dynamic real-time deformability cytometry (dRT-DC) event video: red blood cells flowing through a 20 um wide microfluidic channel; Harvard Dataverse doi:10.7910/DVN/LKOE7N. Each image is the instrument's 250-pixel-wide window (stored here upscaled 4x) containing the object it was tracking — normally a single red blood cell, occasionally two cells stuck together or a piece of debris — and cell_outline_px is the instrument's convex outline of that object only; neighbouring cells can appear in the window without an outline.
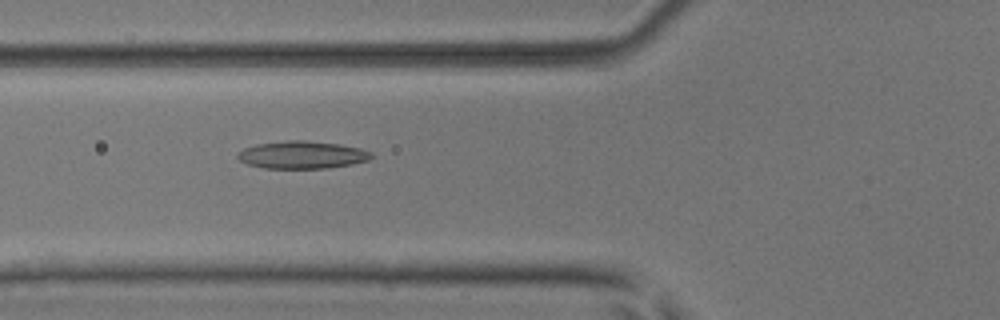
{"species": "common noctule bat (a hibernating species)", "species_latin": "Nyctalus noctula", "temperature_condition": "room temperature", "stored_images_in_passage": 43, "segment_of_instrument_passage": [1, 2], "camera_frame_rate_fps": 3000, "um_per_image_px": 0.085, "animal": {"sex": "male", "body_mass_g": 17.9, "forearm_length_mm": 54.2}, "frame": {"image": 1, "passage_image": 11, "time_ms": 3.333, "image_size_px": [1000, 320], "cell_outline_px": [[372, 156], [368, 160], [352, 164], [328, 168], [264, 168], [248, 164], [240, 160], [236, 156], [236, 152], [244, 148], [256, 144], [288, 140], [304, 140], [340, 144], [360, 148], [372, 152]], "centroid_in_image_um": [25.66, 13.16], "position_along_channel_um": 100.1, "area_um2": 21.5}}
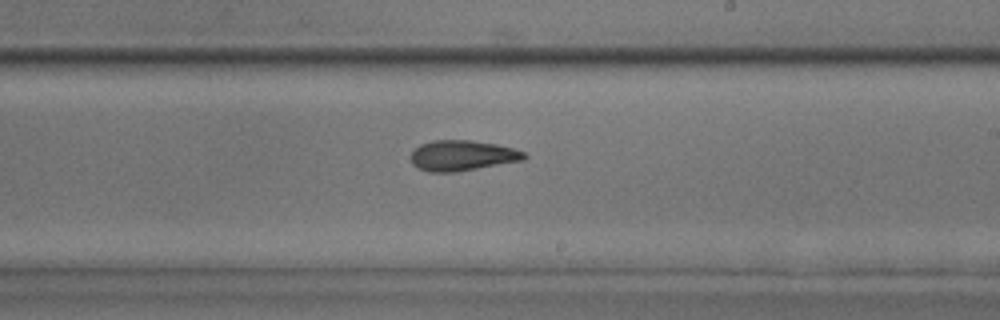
{"frame": {"image": 2, "passage_image": 22, "time_ms": 7.0, "image_size_px": [1000, 320], "cell_outline_px": [[528, 156], [524, 160], [456, 172], [428, 172], [416, 168], [412, 164], [412, 152], [420, 144], [432, 140], [472, 140], [496, 144], [512, 148], [524, 152]], "centroid_in_image_um": [39.28, 13.22], "position_along_channel_um": 249.7, "area_um2": 20.17}}
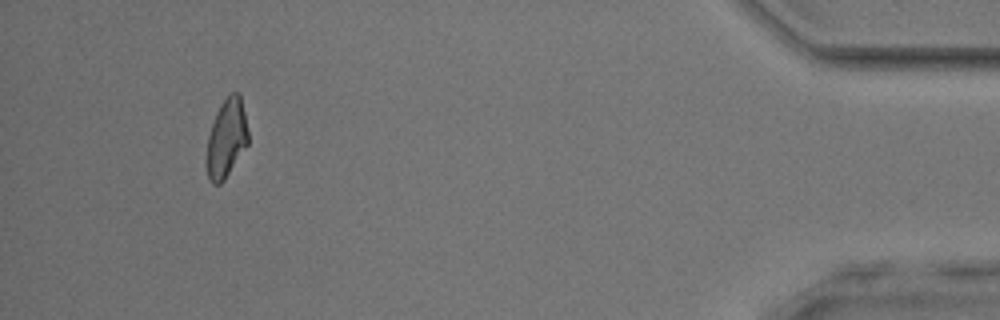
{"frame": {"image": 3, "passage_image": 39, "time_ms": 12.667, "image_size_px": [1000, 320], "cell_outline_px": [[248, 144], [224, 180], [220, 184], [212, 184], [208, 180], [204, 160], [208, 136], [216, 112], [220, 104], [232, 92], [240, 92], [248, 132]], "centroid_in_image_um": [19.21, 11.8], "position_along_channel_um": 416.0, "area_um2": 19.31}}